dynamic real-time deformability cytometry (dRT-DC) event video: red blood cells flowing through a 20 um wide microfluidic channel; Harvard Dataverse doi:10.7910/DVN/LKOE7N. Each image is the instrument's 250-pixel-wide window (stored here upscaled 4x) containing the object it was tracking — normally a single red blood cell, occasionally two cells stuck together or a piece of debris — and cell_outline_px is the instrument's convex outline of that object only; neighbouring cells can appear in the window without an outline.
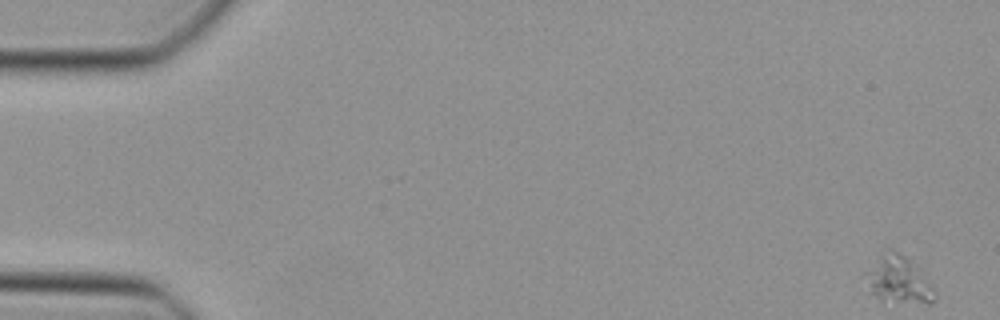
{"species": "Egyptian fruit bat (a non-hibernating species)", "species_latin": "Rousettus aegyptiacus", "temperature_condition": "cold", "stored_images_in_passage": 48, "camera_frame_rate_fps": 3000, "um_per_image_px": 0.085, "animal": {"sex": "female"}, "frame": {"image": 1, "passage_image": 1, "time_ms": 0.0, "image_size_px": [1000, 320], "cell_outline_px": [[936, 300], [928, 304], [880, 296], [872, 292], [872, 284], [880, 256], [888, 248], [892, 248], [916, 264], [932, 288], [936, 296]], "centroid_in_image_um": [76.6, 23.75], "position_along_channel_um": 8.4, "area_um2": 16.42}}
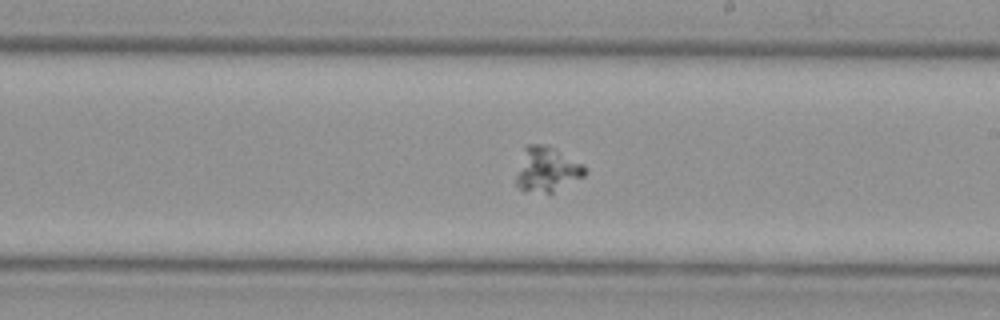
{"frame": {"image": 2, "passage_image": 28, "time_ms": 9.0, "image_size_px": [1000, 320], "cell_outline_px": [[588, 172], [584, 176], [552, 192], [524, 192], [516, 184], [516, 176], [524, 148], [528, 144], [544, 144], [584, 164]], "centroid_in_image_um": [46.48, 14.41], "position_along_channel_um": 242.5, "area_um2": 17.69}}
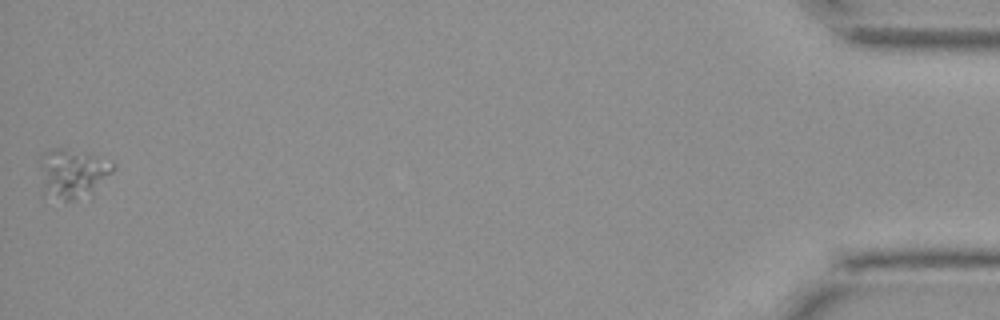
{"frame": {"image": 3, "passage_image": 48, "time_ms": 15.667, "image_size_px": [1000, 320], "cell_outline_px": [[116, 168], [112, 172], [72, 200], [64, 200], [44, 196], [40, 164], [40, 156], [44, 152], [56, 148], [64, 148], [88, 152], [112, 160], [116, 164]], "centroid_in_image_um": [6.11, 14.63], "position_along_channel_um": 429.1, "area_um2": 20.29}}